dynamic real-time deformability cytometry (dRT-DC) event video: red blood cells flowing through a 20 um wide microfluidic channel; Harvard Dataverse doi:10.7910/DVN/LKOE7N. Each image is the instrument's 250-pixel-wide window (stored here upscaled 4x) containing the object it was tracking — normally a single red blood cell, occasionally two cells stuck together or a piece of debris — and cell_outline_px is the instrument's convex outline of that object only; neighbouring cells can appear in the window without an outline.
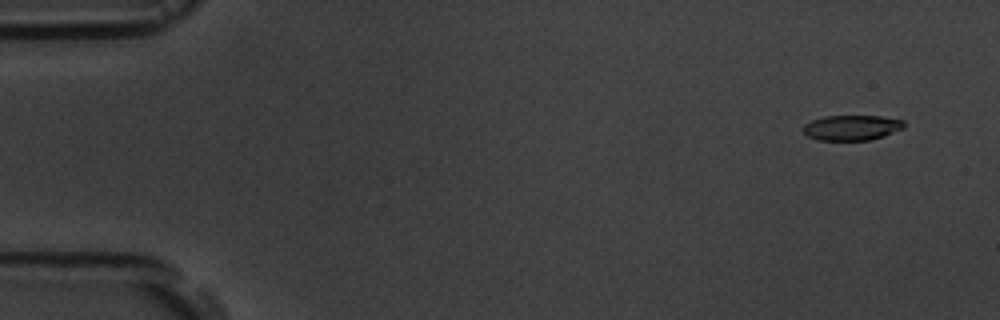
{"species": "common noctule bat (a hibernating species)", "species_latin": "Nyctalus noctula", "temperature_condition": "room temperature", "stored_images_in_passage": 10, "camera_frame_rate_fps": 3000, "um_per_image_px": 0.085, "animal": {"sex": "male", "body_mass_g": 19.5, "forearm_length_mm": 54.6}, "frame": {"image": 1, "passage_image": 2, "time_ms": 1.0, "image_size_px": [1000, 320], "cell_outline_px": [[904, 128], [884, 136], [868, 140], [816, 140], [808, 136], [804, 132], [804, 124], [812, 120], [824, 116], [880, 116], [904, 120]], "centroid_in_image_um": [72.4, 10.85], "position_along_channel_um": 12.6, "area_um2": 14.8}}
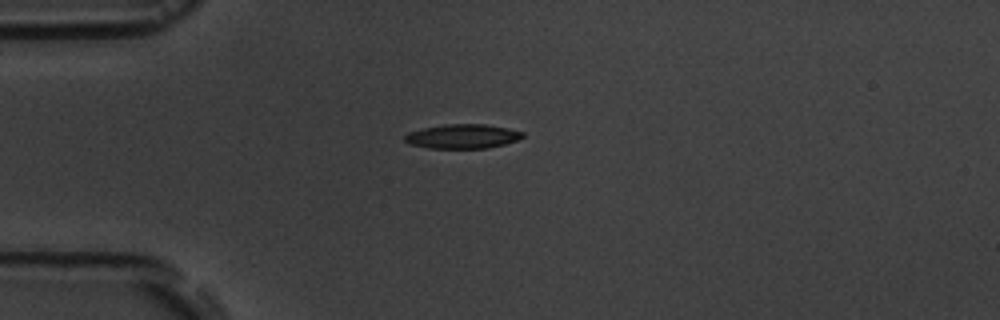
{"frame": {"image": 2, "passage_image": 5, "time_ms": 4.667, "image_size_px": [1000, 320], "cell_outline_px": [[524, 136], [516, 140], [504, 144], [488, 148], [428, 148], [408, 144], [404, 140], [404, 136], [408, 132], [424, 128], [444, 124], [484, 124], [508, 128], [524, 132]], "centroid_in_image_um": [39.29, 11.59], "position_along_channel_um": 45.7, "area_um2": 16.7}}
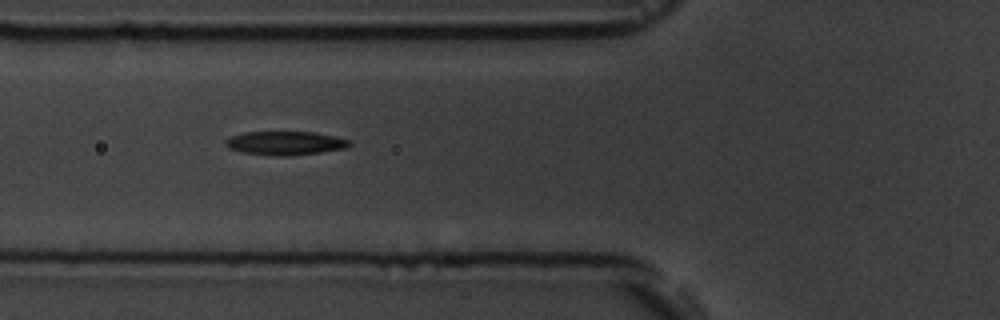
{"frame": {"image": 3, "passage_image": 7, "time_ms": 6.667, "image_size_px": [1000, 320], "cell_outline_px": [[352, 144], [348, 148], [320, 152], [288, 156], [276, 156], [244, 152], [228, 148], [224, 144], [224, 140], [228, 136], [244, 132], [312, 132], [336, 136], [352, 140]], "centroid_in_image_um": [24.26, 12.16], "position_along_channel_um": 101.5, "area_um2": 17.34}}